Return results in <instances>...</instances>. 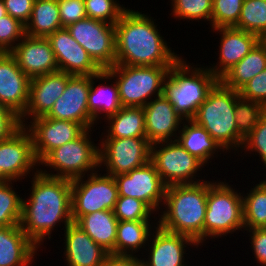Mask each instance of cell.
<instances>
[{
	"mask_svg": "<svg viewBox=\"0 0 266 266\" xmlns=\"http://www.w3.org/2000/svg\"><path fill=\"white\" fill-rule=\"evenodd\" d=\"M99 169L105 166V174H126L150 161L151 143L147 138L100 139Z\"/></svg>",
	"mask_w": 266,
	"mask_h": 266,
	"instance_id": "obj_11",
	"label": "cell"
},
{
	"mask_svg": "<svg viewBox=\"0 0 266 266\" xmlns=\"http://www.w3.org/2000/svg\"><path fill=\"white\" fill-rule=\"evenodd\" d=\"M106 134L100 139L146 138L143 107H122L106 119ZM108 128V129H107Z\"/></svg>",
	"mask_w": 266,
	"mask_h": 266,
	"instance_id": "obj_30",
	"label": "cell"
},
{
	"mask_svg": "<svg viewBox=\"0 0 266 266\" xmlns=\"http://www.w3.org/2000/svg\"><path fill=\"white\" fill-rule=\"evenodd\" d=\"M221 36L219 60L209 66V70L220 79L229 69L236 65L261 40L257 35L233 27L214 28Z\"/></svg>",
	"mask_w": 266,
	"mask_h": 266,
	"instance_id": "obj_23",
	"label": "cell"
},
{
	"mask_svg": "<svg viewBox=\"0 0 266 266\" xmlns=\"http://www.w3.org/2000/svg\"><path fill=\"white\" fill-rule=\"evenodd\" d=\"M246 194L242 193L244 230L260 228L266 221V178Z\"/></svg>",
	"mask_w": 266,
	"mask_h": 266,
	"instance_id": "obj_33",
	"label": "cell"
},
{
	"mask_svg": "<svg viewBox=\"0 0 266 266\" xmlns=\"http://www.w3.org/2000/svg\"><path fill=\"white\" fill-rule=\"evenodd\" d=\"M249 232L251 249L253 251L256 262L261 266H266V230L262 228L245 229Z\"/></svg>",
	"mask_w": 266,
	"mask_h": 266,
	"instance_id": "obj_46",
	"label": "cell"
},
{
	"mask_svg": "<svg viewBox=\"0 0 266 266\" xmlns=\"http://www.w3.org/2000/svg\"><path fill=\"white\" fill-rule=\"evenodd\" d=\"M244 0H213L212 29L237 24Z\"/></svg>",
	"mask_w": 266,
	"mask_h": 266,
	"instance_id": "obj_40",
	"label": "cell"
},
{
	"mask_svg": "<svg viewBox=\"0 0 266 266\" xmlns=\"http://www.w3.org/2000/svg\"><path fill=\"white\" fill-rule=\"evenodd\" d=\"M37 251L20 225L0 227V266H32Z\"/></svg>",
	"mask_w": 266,
	"mask_h": 266,
	"instance_id": "obj_25",
	"label": "cell"
},
{
	"mask_svg": "<svg viewBox=\"0 0 266 266\" xmlns=\"http://www.w3.org/2000/svg\"><path fill=\"white\" fill-rule=\"evenodd\" d=\"M63 28L87 17L84 0H57Z\"/></svg>",
	"mask_w": 266,
	"mask_h": 266,
	"instance_id": "obj_43",
	"label": "cell"
},
{
	"mask_svg": "<svg viewBox=\"0 0 266 266\" xmlns=\"http://www.w3.org/2000/svg\"><path fill=\"white\" fill-rule=\"evenodd\" d=\"M150 221H118L115 255H134L138 251L145 252L141 249L147 247L152 230L157 227L152 226Z\"/></svg>",
	"mask_w": 266,
	"mask_h": 266,
	"instance_id": "obj_31",
	"label": "cell"
},
{
	"mask_svg": "<svg viewBox=\"0 0 266 266\" xmlns=\"http://www.w3.org/2000/svg\"><path fill=\"white\" fill-rule=\"evenodd\" d=\"M5 15H7V11H6L3 0H0V18Z\"/></svg>",
	"mask_w": 266,
	"mask_h": 266,
	"instance_id": "obj_49",
	"label": "cell"
},
{
	"mask_svg": "<svg viewBox=\"0 0 266 266\" xmlns=\"http://www.w3.org/2000/svg\"><path fill=\"white\" fill-rule=\"evenodd\" d=\"M119 196L133 197L143 201L154 213L159 214L165 199L166 185L154 164L149 161L126 174L113 176Z\"/></svg>",
	"mask_w": 266,
	"mask_h": 266,
	"instance_id": "obj_13",
	"label": "cell"
},
{
	"mask_svg": "<svg viewBox=\"0 0 266 266\" xmlns=\"http://www.w3.org/2000/svg\"><path fill=\"white\" fill-rule=\"evenodd\" d=\"M239 96L266 106V68L239 90Z\"/></svg>",
	"mask_w": 266,
	"mask_h": 266,
	"instance_id": "obj_44",
	"label": "cell"
},
{
	"mask_svg": "<svg viewBox=\"0 0 266 266\" xmlns=\"http://www.w3.org/2000/svg\"><path fill=\"white\" fill-rule=\"evenodd\" d=\"M75 224L109 254H115L118 219L112 210L95 211L83 215Z\"/></svg>",
	"mask_w": 266,
	"mask_h": 266,
	"instance_id": "obj_28",
	"label": "cell"
},
{
	"mask_svg": "<svg viewBox=\"0 0 266 266\" xmlns=\"http://www.w3.org/2000/svg\"><path fill=\"white\" fill-rule=\"evenodd\" d=\"M152 223L157 227L153 229L152 236L150 235L148 248H145L149 255L146 256L148 260L142 259L143 266H187L184 255L189 253H186L185 248H198L199 245L188 236L166 231L157 222Z\"/></svg>",
	"mask_w": 266,
	"mask_h": 266,
	"instance_id": "obj_17",
	"label": "cell"
},
{
	"mask_svg": "<svg viewBox=\"0 0 266 266\" xmlns=\"http://www.w3.org/2000/svg\"><path fill=\"white\" fill-rule=\"evenodd\" d=\"M7 14L26 25L32 14L35 0H3Z\"/></svg>",
	"mask_w": 266,
	"mask_h": 266,
	"instance_id": "obj_45",
	"label": "cell"
},
{
	"mask_svg": "<svg viewBox=\"0 0 266 266\" xmlns=\"http://www.w3.org/2000/svg\"><path fill=\"white\" fill-rule=\"evenodd\" d=\"M72 76L58 70L30 79L28 105L19 117L21 126H25L28 119L46 116L64 93L67 81Z\"/></svg>",
	"mask_w": 266,
	"mask_h": 266,
	"instance_id": "obj_18",
	"label": "cell"
},
{
	"mask_svg": "<svg viewBox=\"0 0 266 266\" xmlns=\"http://www.w3.org/2000/svg\"><path fill=\"white\" fill-rule=\"evenodd\" d=\"M250 151L259 155L266 168V113L261 117L259 123L253 128L251 133L244 139L241 150ZM266 170H264L265 172Z\"/></svg>",
	"mask_w": 266,
	"mask_h": 266,
	"instance_id": "obj_42",
	"label": "cell"
},
{
	"mask_svg": "<svg viewBox=\"0 0 266 266\" xmlns=\"http://www.w3.org/2000/svg\"><path fill=\"white\" fill-rule=\"evenodd\" d=\"M10 53L30 79L59 70L47 38L25 35Z\"/></svg>",
	"mask_w": 266,
	"mask_h": 266,
	"instance_id": "obj_21",
	"label": "cell"
},
{
	"mask_svg": "<svg viewBox=\"0 0 266 266\" xmlns=\"http://www.w3.org/2000/svg\"><path fill=\"white\" fill-rule=\"evenodd\" d=\"M9 181H11V180L2 172V170L0 168V184L6 183Z\"/></svg>",
	"mask_w": 266,
	"mask_h": 266,
	"instance_id": "obj_50",
	"label": "cell"
},
{
	"mask_svg": "<svg viewBox=\"0 0 266 266\" xmlns=\"http://www.w3.org/2000/svg\"><path fill=\"white\" fill-rule=\"evenodd\" d=\"M143 110L146 138L151 144L177 139L176 132L179 133L184 120L163 94L150 100Z\"/></svg>",
	"mask_w": 266,
	"mask_h": 266,
	"instance_id": "obj_22",
	"label": "cell"
},
{
	"mask_svg": "<svg viewBox=\"0 0 266 266\" xmlns=\"http://www.w3.org/2000/svg\"><path fill=\"white\" fill-rule=\"evenodd\" d=\"M171 15L174 19L188 21L204 19L211 25L213 0H171Z\"/></svg>",
	"mask_w": 266,
	"mask_h": 266,
	"instance_id": "obj_37",
	"label": "cell"
},
{
	"mask_svg": "<svg viewBox=\"0 0 266 266\" xmlns=\"http://www.w3.org/2000/svg\"><path fill=\"white\" fill-rule=\"evenodd\" d=\"M87 17L115 25L128 9L117 0H84Z\"/></svg>",
	"mask_w": 266,
	"mask_h": 266,
	"instance_id": "obj_39",
	"label": "cell"
},
{
	"mask_svg": "<svg viewBox=\"0 0 266 266\" xmlns=\"http://www.w3.org/2000/svg\"><path fill=\"white\" fill-rule=\"evenodd\" d=\"M235 189L225 181H208L204 242L207 238L227 237L236 230L244 231L242 193Z\"/></svg>",
	"mask_w": 266,
	"mask_h": 266,
	"instance_id": "obj_6",
	"label": "cell"
},
{
	"mask_svg": "<svg viewBox=\"0 0 266 266\" xmlns=\"http://www.w3.org/2000/svg\"><path fill=\"white\" fill-rule=\"evenodd\" d=\"M235 28L266 39V0H244Z\"/></svg>",
	"mask_w": 266,
	"mask_h": 266,
	"instance_id": "obj_34",
	"label": "cell"
},
{
	"mask_svg": "<svg viewBox=\"0 0 266 266\" xmlns=\"http://www.w3.org/2000/svg\"><path fill=\"white\" fill-rule=\"evenodd\" d=\"M171 66H127L115 64L106 70L115 78L123 107H144L163 94Z\"/></svg>",
	"mask_w": 266,
	"mask_h": 266,
	"instance_id": "obj_8",
	"label": "cell"
},
{
	"mask_svg": "<svg viewBox=\"0 0 266 266\" xmlns=\"http://www.w3.org/2000/svg\"><path fill=\"white\" fill-rule=\"evenodd\" d=\"M20 127L19 116L12 110L0 106V141L9 138Z\"/></svg>",
	"mask_w": 266,
	"mask_h": 266,
	"instance_id": "obj_47",
	"label": "cell"
},
{
	"mask_svg": "<svg viewBox=\"0 0 266 266\" xmlns=\"http://www.w3.org/2000/svg\"><path fill=\"white\" fill-rule=\"evenodd\" d=\"M91 131L86 129L78 138L50 151L39 162V166L45 165L54 171L51 170L49 173L43 168H39V171L47 176L70 180L101 171L98 169L99 146L91 140ZM55 171L57 173H53Z\"/></svg>",
	"mask_w": 266,
	"mask_h": 266,
	"instance_id": "obj_7",
	"label": "cell"
},
{
	"mask_svg": "<svg viewBox=\"0 0 266 266\" xmlns=\"http://www.w3.org/2000/svg\"><path fill=\"white\" fill-rule=\"evenodd\" d=\"M180 57L170 68L164 81L163 95L183 120L193 119L199 106L219 79L208 66L189 65ZM206 67V68H205Z\"/></svg>",
	"mask_w": 266,
	"mask_h": 266,
	"instance_id": "obj_4",
	"label": "cell"
},
{
	"mask_svg": "<svg viewBox=\"0 0 266 266\" xmlns=\"http://www.w3.org/2000/svg\"><path fill=\"white\" fill-rule=\"evenodd\" d=\"M29 121L24 127L31 134L33 150L38 162L50 151L73 141L86 130L77 122L52 119L46 116L37 117Z\"/></svg>",
	"mask_w": 266,
	"mask_h": 266,
	"instance_id": "obj_16",
	"label": "cell"
},
{
	"mask_svg": "<svg viewBox=\"0 0 266 266\" xmlns=\"http://www.w3.org/2000/svg\"><path fill=\"white\" fill-rule=\"evenodd\" d=\"M61 28L63 27L57 0H35L31 18L25 25V34L47 38Z\"/></svg>",
	"mask_w": 266,
	"mask_h": 266,
	"instance_id": "obj_32",
	"label": "cell"
},
{
	"mask_svg": "<svg viewBox=\"0 0 266 266\" xmlns=\"http://www.w3.org/2000/svg\"><path fill=\"white\" fill-rule=\"evenodd\" d=\"M155 20L129 8L122 14L115 24V64L172 66L181 57L163 39Z\"/></svg>",
	"mask_w": 266,
	"mask_h": 266,
	"instance_id": "obj_2",
	"label": "cell"
},
{
	"mask_svg": "<svg viewBox=\"0 0 266 266\" xmlns=\"http://www.w3.org/2000/svg\"><path fill=\"white\" fill-rule=\"evenodd\" d=\"M47 39L51 44L59 71L70 75H95L102 70L71 36L67 28L56 30Z\"/></svg>",
	"mask_w": 266,
	"mask_h": 266,
	"instance_id": "obj_19",
	"label": "cell"
},
{
	"mask_svg": "<svg viewBox=\"0 0 266 266\" xmlns=\"http://www.w3.org/2000/svg\"><path fill=\"white\" fill-rule=\"evenodd\" d=\"M260 228L266 230V221H265V223Z\"/></svg>",
	"mask_w": 266,
	"mask_h": 266,
	"instance_id": "obj_51",
	"label": "cell"
},
{
	"mask_svg": "<svg viewBox=\"0 0 266 266\" xmlns=\"http://www.w3.org/2000/svg\"><path fill=\"white\" fill-rule=\"evenodd\" d=\"M239 92L225 86L220 80L199 106L194 120L224 149L241 150L243 141L238 137L235 122V103ZM228 150V151H227Z\"/></svg>",
	"mask_w": 266,
	"mask_h": 266,
	"instance_id": "obj_5",
	"label": "cell"
},
{
	"mask_svg": "<svg viewBox=\"0 0 266 266\" xmlns=\"http://www.w3.org/2000/svg\"><path fill=\"white\" fill-rule=\"evenodd\" d=\"M266 68V40H260L255 47L219 80L233 90H239Z\"/></svg>",
	"mask_w": 266,
	"mask_h": 266,
	"instance_id": "obj_29",
	"label": "cell"
},
{
	"mask_svg": "<svg viewBox=\"0 0 266 266\" xmlns=\"http://www.w3.org/2000/svg\"><path fill=\"white\" fill-rule=\"evenodd\" d=\"M31 179L30 197L23 198L19 225L27 237L41 248L47 237L52 238V231L58 224L64 223L67 227L73 222L71 180L47 176L40 171Z\"/></svg>",
	"mask_w": 266,
	"mask_h": 266,
	"instance_id": "obj_1",
	"label": "cell"
},
{
	"mask_svg": "<svg viewBox=\"0 0 266 266\" xmlns=\"http://www.w3.org/2000/svg\"><path fill=\"white\" fill-rule=\"evenodd\" d=\"M208 181L166 187L164 208L157 224L164 230L188 236L204 245V219ZM165 209V210H164Z\"/></svg>",
	"mask_w": 266,
	"mask_h": 266,
	"instance_id": "obj_3",
	"label": "cell"
},
{
	"mask_svg": "<svg viewBox=\"0 0 266 266\" xmlns=\"http://www.w3.org/2000/svg\"><path fill=\"white\" fill-rule=\"evenodd\" d=\"M0 168L11 181L16 182L26 178L30 173L33 176L39 171L32 137L24 126H21L9 138L0 141Z\"/></svg>",
	"mask_w": 266,
	"mask_h": 266,
	"instance_id": "obj_14",
	"label": "cell"
},
{
	"mask_svg": "<svg viewBox=\"0 0 266 266\" xmlns=\"http://www.w3.org/2000/svg\"><path fill=\"white\" fill-rule=\"evenodd\" d=\"M265 113L266 106L264 104L242 97L236 100L235 122L238 130V137L242 141L251 133Z\"/></svg>",
	"mask_w": 266,
	"mask_h": 266,
	"instance_id": "obj_35",
	"label": "cell"
},
{
	"mask_svg": "<svg viewBox=\"0 0 266 266\" xmlns=\"http://www.w3.org/2000/svg\"><path fill=\"white\" fill-rule=\"evenodd\" d=\"M101 266H143V263L137 255L108 254Z\"/></svg>",
	"mask_w": 266,
	"mask_h": 266,
	"instance_id": "obj_48",
	"label": "cell"
},
{
	"mask_svg": "<svg viewBox=\"0 0 266 266\" xmlns=\"http://www.w3.org/2000/svg\"><path fill=\"white\" fill-rule=\"evenodd\" d=\"M30 78L10 52H0V106L21 116L29 100Z\"/></svg>",
	"mask_w": 266,
	"mask_h": 266,
	"instance_id": "obj_20",
	"label": "cell"
},
{
	"mask_svg": "<svg viewBox=\"0 0 266 266\" xmlns=\"http://www.w3.org/2000/svg\"><path fill=\"white\" fill-rule=\"evenodd\" d=\"M113 212L118 221L150 220L156 215L143 201L126 196H118Z\"/></svg>",
	"mask_w": 266,
	"mask_h": 266,
	"instance_id": "obj_38",
	"label": "cell"
},
{
	"mask_svg": "<svg viewBox=\"0 0 266 266\" xmlns=\"http://www.w3.org/2000/svg\"><path fill=\"white\" fill-rule=\"evenodd\" d=\"M67 266H101L109 254L74 222L64 227Z\"/></svg>",
	"mask_w": 266,
	"mask_h": 266,
	"instance_id": "obj_24",
	"label": "cell"
},
{
	"mask_svg": "<svg viewBox=\"0 0 266 266\" xmlns=\"http://www.w3.org/2000/svg\"><path fill=\"white\" fill-rule=\"evenodd\" d=\"M25 25L9 14L0 18V52H11L25 36Z\"/></svg>",
	"mask_w": 266,
	"mask_h": 266,
	"instance_id": "obj_41",
	"label": "cell"
},
{
	"mask_svg": "<svg viewBox=\"0 0 266 266\" xmlns=\"http://www.w3.org/2000/svg\"><path fill=\"white\" fill-rule=\"evenodd\" d=\"M96 80V81H94ZM103 80V85L99 83L96 86L95 82ZM111 80H114L113 82ZM109 81L110 83L106 84ZM123 106L119 98L118 86L115 78L105 69L101 70L98 74L91 75V87L88 93V111L91 118L97 125L98 120L106 119L116 114ZM104 115L103 118L101 115Z\"/></svg>",
	"mask_w": 266,
	"mask_h": 266,
	"instance_id": "obj_26",
	"label": "cell"
},
{
	"mask_svg": "<svg viewBox=\"0 0 266 266\" xmlns=\"http://www.w3.org/2000/svg\"><path fill=\"white\" fill-rule=\"evenodd\" d=\"M150 161L166 186L205 181L196 177L197 172L207 165L191 155L177 140L151 144Z\"/></svg>",
	"mask_w": 266,
	"mask_h": 266,
	"instance_id": "obj_9",
	"label": "cell"
},
{
	"mask_svg": "<svg viewBox=\"0 0 266 266\" xmlns=\"http://www.w3.org/2000/svg\"><path fill=\"white\" fill-rule=\"evenodd\" d=\"M90 87L91 75H73L46 117L77 122L85 129H93L95 123L88 111Z\"/></svg>",
	"mask_w": 266,
	"mask_h": 266,
	"instance_id": "obj_15",
	"label": "cell"
},
{
	"mask_svg": "<svg viewBox=\"0 0 266 266\" xmlns=\"http://www.w3.org/2000/svg\"><path fill=\"white\" fill-rule=\"evenodd\" d=\"M183 126V127H182ZM177 136V141L191 155L196 156L205 165L210 163L220 152L227 153L210 134L194 120H184ZM222 150V151H221ZM217 154H216V153ZM209 161V162H208Z\"/></svg>",
	"mask_w": 266,
	"mask_h": 266,
	"instance_id": "obj_27",
	"label": "cell"
},
{
	"mask_svg": "<svg viewBox=\"0 0 266 266\" xmlns=\"http://www.w3.org/2000/svg\"><path fill=\"white\" fill-rule=\"evenodd\" d=\"M12 182L16 181L0 184V227L20 223L23 197L13 189Z\"/></svg>",
	"mask_w": 266,
	"mask_h": 266,
	"instance_id": "obj_36",
	"label": "cell"
},
{
	"mask_svg": "<svg viewBox=\"0 0 266 266\" xmlns=\"http://www.w3.org/2000/svg\"><path fill=\"white\" fill-rule=\"evenodd\" d=\"M66 28L102 70L115 65V25L86 17Z\"/></svg>",
	"mask_w": 266,
	"mask_h": 266,
	"instance_id": "obj_12",
	"label": "cell"
},
{
	"mask_svg": "<svg viewBox=\"0 0 266 266\" xmlns=\"http://www.w3.org/2000/svg\"><path fill=\"white\" fill-rule=\"evenodd\" d=\"M86 176L71 180V206L74 223L81 216L95 211H113L118 200V188L113 176L105 173L101 175L100 171Z\"/></svg>",
	"mask_w": 266,
	"mask_h": 266,
	"instance_id": "obj_10",
	"label": "cell"
}]
</instances>
